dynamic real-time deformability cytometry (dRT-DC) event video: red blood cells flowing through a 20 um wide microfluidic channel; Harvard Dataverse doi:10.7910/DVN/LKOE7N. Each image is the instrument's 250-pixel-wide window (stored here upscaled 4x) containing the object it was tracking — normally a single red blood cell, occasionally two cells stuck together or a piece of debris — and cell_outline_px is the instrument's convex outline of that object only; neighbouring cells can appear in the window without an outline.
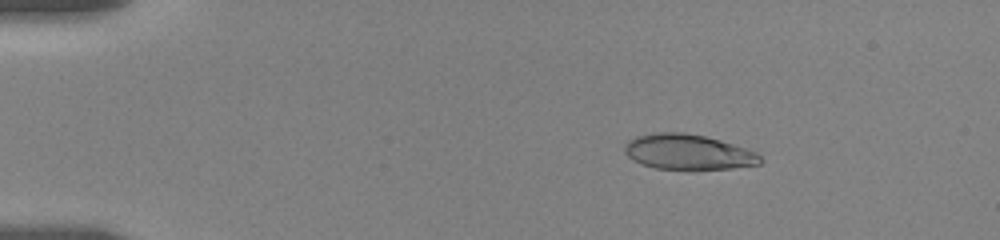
{"species": "human", "species_latin": "Homo sapiens", "temperature_condition": "room temperature", "stored_images_in_passage": 12, "camera_frame_rate_fps": 3000, "um_per_image_px": 0.085, "donor": {"sex": "female"}, "frame": {"image": 1, "passage_image": 5, "time_ms": 3.0, "image_size_px": [1000, 240], "cell_outline_px": [[764, 160], [760, 164], [732, 168], [656, 168], [640, 164], [632, 160], [624, 152], [624, 144], [628, 140], [636, 136], [652, 132], [684, 132], [704, 136], [720, 140], [748, 148], [756, 152]], "centroid_in_image_um": [58.47, 12.89], "position_along_channel_um": 26.5, "area_um2": 27.86}}
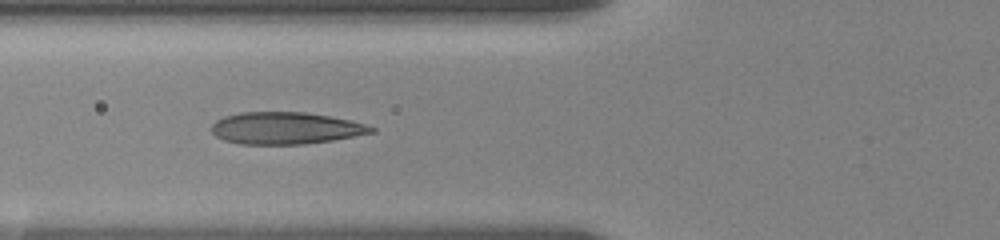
{"frame": {"image": 2, "passage_image": 11, "time_ms": 7.333, "image_size_px": [1000, 240], "cell_outline_px": [[376, 132], [332, 140], [304, 144], [240, 144], [224, 140], [216, 136], [212, 132], [212, 124], [216, 120], [224, 116], [240, 112], [304, 112], [328, 116], [348, 120], [364, 124], [376, 128]], "centroid_in_image_um": [24.25, 10.89], "position_along_channel_um": 101.6, "area_um2": 29.65}}
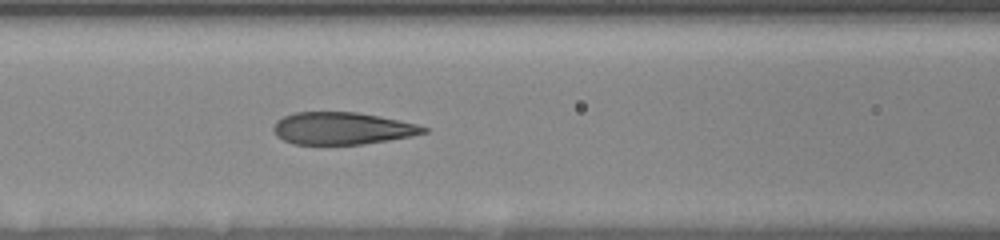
{"frame": {"image": 3, "passage_image": 12, "time_ms": 8.333, "image_size_px": [1000, 240], "cell_outline_px": [[428, 132], [412, 136], [364, 144], [292, 144], [276, 136], [272, 128], [276, 120], [284, 116], [296, 112], [356, 112], [380, 116], [416, 124], [428, 128]], "centroid_in_image_um": [29.07, 10.91], "position_along_channel_um": 137.5, "area_um2": 28.21}}